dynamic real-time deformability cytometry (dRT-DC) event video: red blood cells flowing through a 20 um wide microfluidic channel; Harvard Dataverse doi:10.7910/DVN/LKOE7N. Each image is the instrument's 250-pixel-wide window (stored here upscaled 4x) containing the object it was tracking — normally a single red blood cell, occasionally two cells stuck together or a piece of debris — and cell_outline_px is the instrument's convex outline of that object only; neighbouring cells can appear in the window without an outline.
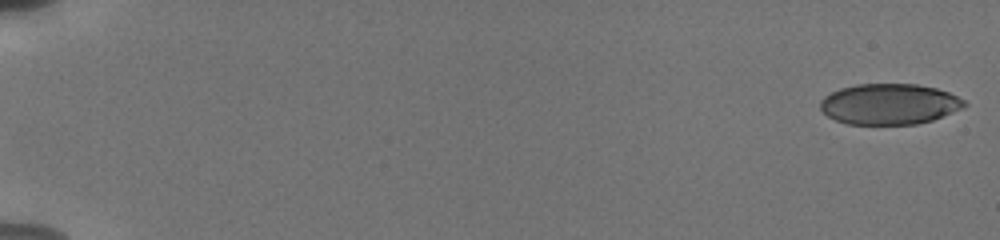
{"species": "human", "species_latin": "Homo sapiens", "temperature_condition": "cold", "stored_images_in_passage": 55, "camera_frame_rate_fps": 3000, "um_per_image_px": 0.085, "donor": {"sex": "male"}, "frame": {"image": 1, "passage_image": 1, "time_ms": 0.0, "image_size_px": [1000, 240], "cell_outline_px": [[968, 104], [964, 108], [932, 120], [916, 124], [848, 124], [836, 120], [828, 116], [820, 108], [820, 100], [824, 96], [840, 88], [856, 84], [916, 84], [936, 88], [948, 92], [964, 100]], "centroid_in_image_um": [75.6, 8.84], "position_along_channel_um": 9.4, "area_um2": 34.22}}
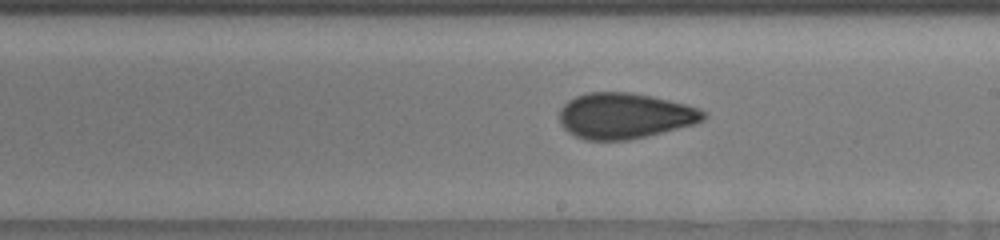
{"frame": {"image": 2, "passage_image": 34, "time_ms": 11.0, "image_size_px": [1000, 240], "cell_outline_px": [[708, 116], [704, 120], [692, 124], [648, 136], [628, 140], [584, 140], [568, 132], [560, 124], [560, 108], [568, 100], [576, 96], [588, 92], [628, 92], [652, 96], [700, 108], [708, 112]], "centroid_in_image_um": [53.1, 9.84], "position_along_channel_um": 235.9, "area_um2": 38.44}}
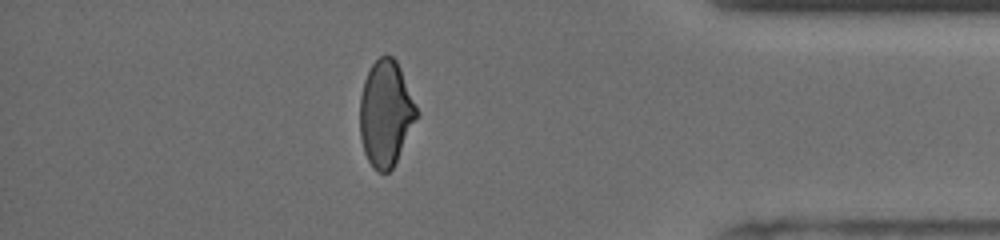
{"frame": {"image": 3, "passage_image": 49, "time_ms": 16.0, "image_size_px": [1000, 240], "cell_outline_px": [[420, 116], [392, 168], [388, 172], [380, 172], [372, 168], [364, 152], [360, 136], [360, 96], [364, 80], [372, 64], [380, 56], [392, 56], [396, 60], [400, 68], [420, 112]], "centroid_in_image_um": [32.81, 9.65], "position_along_channel_um": 402.4, "area_um2": 35.26}, "authors_computed_cell_mechanics": {"area_um2": 36.414, "velocity_mm_per_s": 3.8278, "shape_relaxation_time_tau1_ms": 6.2859, "shape_relaxation_time_tau2_ms": 1.71, "deformation_change_tau1": 0.1469, "deformation_change_tau2": 0.0805}}